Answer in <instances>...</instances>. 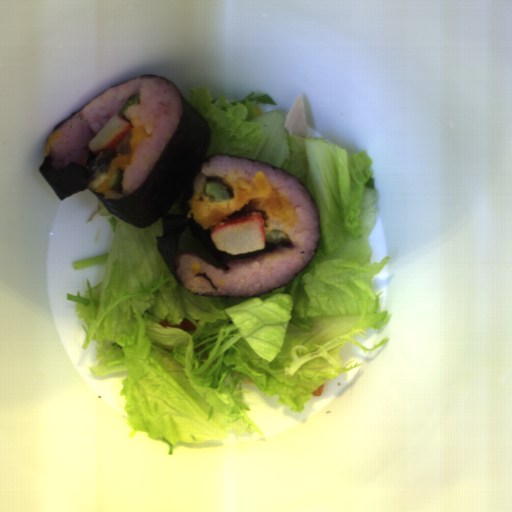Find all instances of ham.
Returning <instances> with one entry per match:
<instances>
[{
	"label": "ham",
	"instance_id": "obj_1",
	"mask_svg": "<svg viewBox=\"0 0 512 512\" xmlns=\"http://www.w3.org/2000/svg\"><path fill=\"white\" fill-rule=\"evenodd\" d=\"M131 137H125L124 140L121 142L119 147L116 149V151L112 154L108 153H100L99 155L93 157L89 163H88V177L87 181H90L96 177H98L100 174H102L104 171H106L111 163V161L117 156H127L130 151V141Z\"/></svg>",
	"mask_w": 512,
	"mask_h": 512
}]
</instances>
